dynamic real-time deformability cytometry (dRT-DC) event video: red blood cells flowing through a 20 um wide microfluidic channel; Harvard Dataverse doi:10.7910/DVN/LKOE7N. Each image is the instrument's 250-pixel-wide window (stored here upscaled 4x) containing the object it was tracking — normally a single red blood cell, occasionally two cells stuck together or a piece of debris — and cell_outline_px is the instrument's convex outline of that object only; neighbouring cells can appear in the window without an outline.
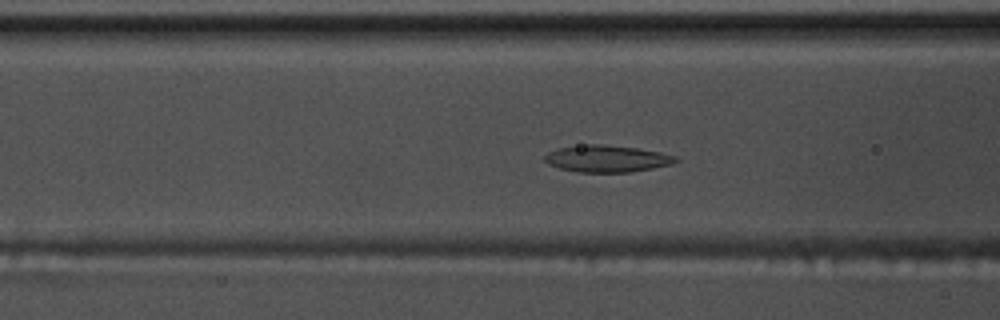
{"species": "common noctule bat (a hibernating species)", "species_latin": "Nyctalus noctula", "temperature_condition": "warm", "stored_images_in_passage": 57, "segment_of_instrument_passage": [1, 2], "camera_frame_rate_fps": 3000, "um_per_image_px": 0.085, "animal": {"sex": "male", "body_mass_g": 17.5, "forearm_length_mm": 52.3}, "frame": {"image": 1, "passage_image": 23, "time_ms": 7.333, "image_size_px": [1000, 320], "cell_outline_px": [[680, 160], [672, 164], [632, 172], [576, 172], [560, 168], [548, 164], [544, 160], [544, 156], [548, 152], [560, 148], [588, 144], [604, 144], [636, 148], [660, 152], [676, 156]], "centroid_in_image_um": [51.6, 13.49], "position_along_channel_um": 115.0, "area_um2": 20.46}}
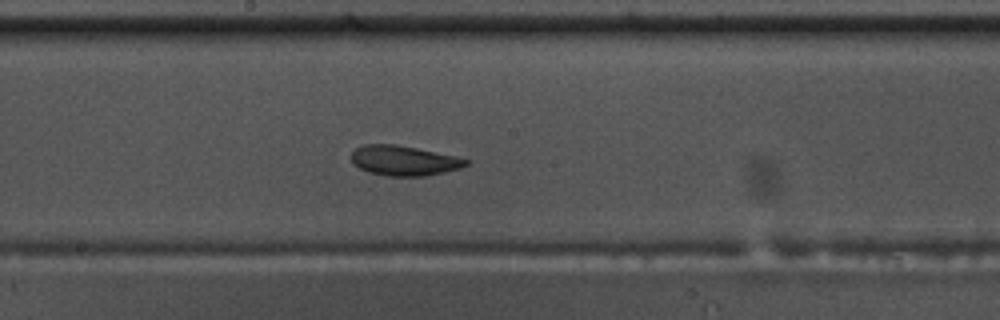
{"frame": {"image": 2, "passage_image": 31, "time_ms": 10.0, "image_size_px": [1000, 320], "cell_outline_px": [[468, 164], [460, 168], [444, 172], [424, 176], [388, 176], [368, 172], [352, 164], [352, 152], [356, 148], [364, 144], [396, 144], [456, 156], [468, 160]], "centroid_in_image_um": [34.31, 13.65], "position_along_channel_um": 213.9, "area_um2": 19.94}}
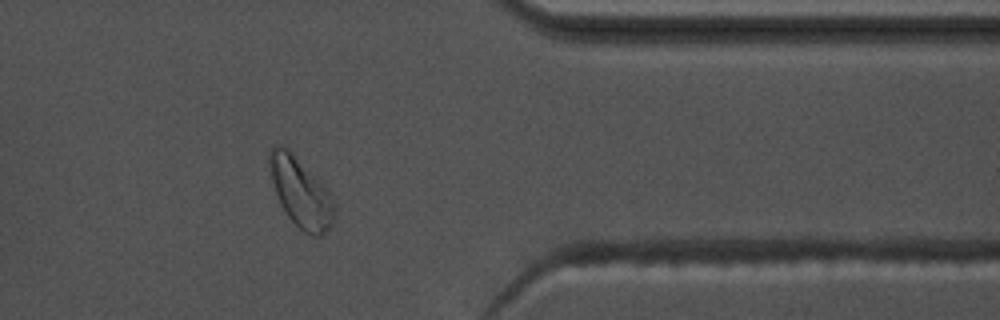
{"frame": {"image": 3, "passage_image": 46, "time_ms": 15.0, "image_size_px": [1000, 320], "cell_outline_px": [[336, 216], [332, 224], [320, 236], [316, 236], [304, 232], [288, 216], [280, 204], [272, 180], [268, 160], [268, 152], [276, 144], [280, 144], [288, 148], [292, 152], [332, 196]], "centroid_in_image_um": [25.54, 16.35], "position_along_channel_um": 385.9, "area_um2": 25.72}}